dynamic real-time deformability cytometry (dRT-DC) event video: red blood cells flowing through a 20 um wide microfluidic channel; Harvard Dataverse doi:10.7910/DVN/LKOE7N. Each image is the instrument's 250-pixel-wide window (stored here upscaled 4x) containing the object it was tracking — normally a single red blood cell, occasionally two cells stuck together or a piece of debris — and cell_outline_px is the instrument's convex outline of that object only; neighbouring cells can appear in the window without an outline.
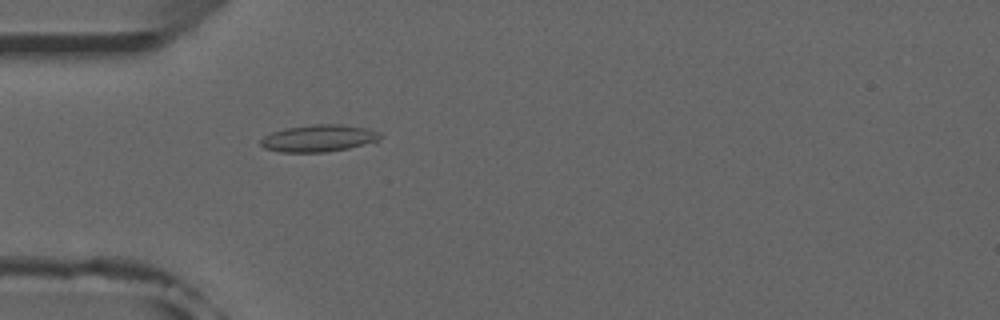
{"species": "common noctule bat (a hibernating species)", "species_latin": "Nyctalus noctula", "temperature_condition": "room temperature", "stored_images_in_passage": 52, "camera_frame_rate_fps": 3000, "um_per_image_px": 0.085, "animal": {"sex": "male", "forearm_length_mm": 52.5}, "frame": {"image": 1, "passage_image": 16, "time_ms": 5.0, "image_size_px": [1000, 320], "cell_outline_px": [[380, 140], [376, 144], [324, 152], [280, 152], [264, 148], [260, 144], [260, 140], [264, 136], [272, 132], [284, 128], [312, 124], [340, 124], [368, 128], [380, 132]], "centroid_in_image_um": [27.15, 11.75], "position_along_channel_um": 57.8, "area_um2": 19.25}}
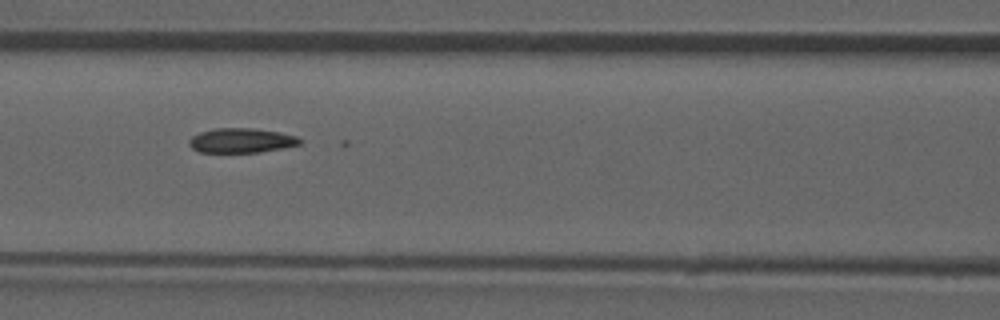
{"frame": {"image": 2, "passage_image": 23, "time_ms": 7.333, "image_size_px": [1000, 320], "cell_outline_px": [[304, 140], [300, 144], [284, 148], [260, 152], [200, 152], [192, 148], [188, 144], [188, 140], [192, 136], [200, 132], [216, 128], [252, 128], [280, 132], [296, 136]], "centroid_in_image_um": [20.53, 11.94], "position_along_channel_um": 146.1, "area_um2": 15.95}}
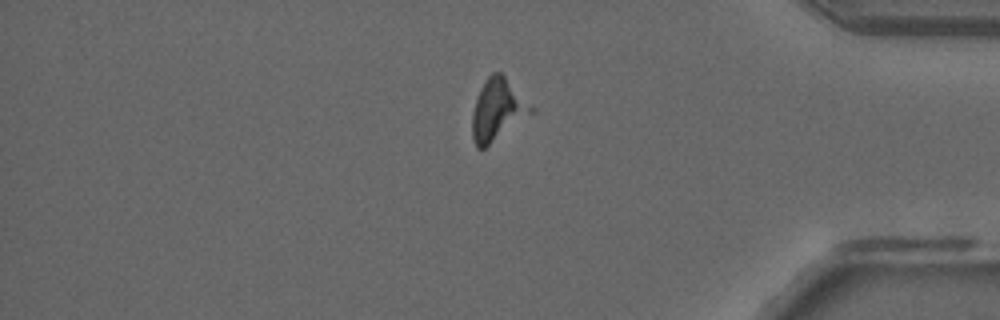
{"frame": {"image": 3, "passage_image": 44, "time_ms": 14.333, "image_size_px": [1000, 320], "cell_outline_px": [[536, 112], [484, 148], [476, 148], [472, 140], [472, 112], [480, 88], [484, 80], [492, 72], [500, 72], [536, 108]], "centroid_in_image_um": [42.32, 9.34], "position_along_channel_um": 392.9, "area_um2": 21.39}}